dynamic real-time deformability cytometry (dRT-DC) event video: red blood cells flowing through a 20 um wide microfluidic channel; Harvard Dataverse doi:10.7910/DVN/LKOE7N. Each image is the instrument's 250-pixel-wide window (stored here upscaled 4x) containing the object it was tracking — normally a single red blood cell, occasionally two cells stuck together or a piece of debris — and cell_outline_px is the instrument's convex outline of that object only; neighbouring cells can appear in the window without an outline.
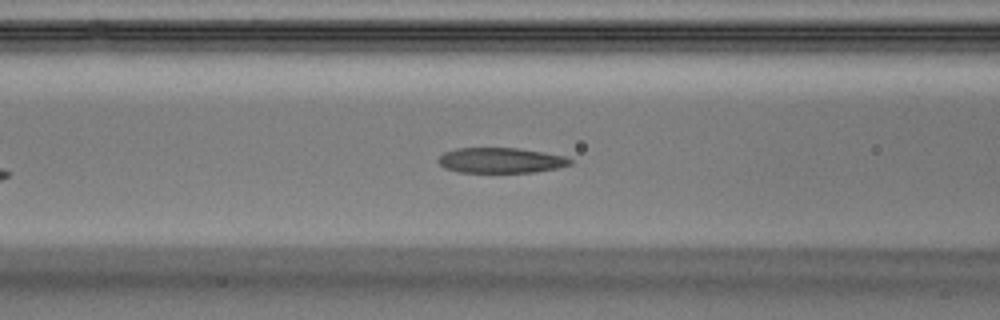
{"species": "Egyptian fruit bat (a non-hibernating species)", "species_latin": "Rousettus aegyptiacus", "temperature_condition": "warm", "stored_images_in_passage": 29, "camera_frame_rate_fps": 3000, "um_per_image_px": 0.085, "animal": {"sex": "male"}, "frame": {"image": 1, "passage_image": 7, "time_ms": 2.0, "image_size_px": [1000, 320], "cell_outline_px": [[572, 164], [556, 168], [536, 172], [456, 172], [444, 168], [436, 160], [444, 152], [456, 148], [516, 148], [544, 152], [564, 156], [572, 160]], "centroid_in_image_um": [42.53, 13.63], "position_along_channel_um": 124.1, "area_um2": 19.48}}
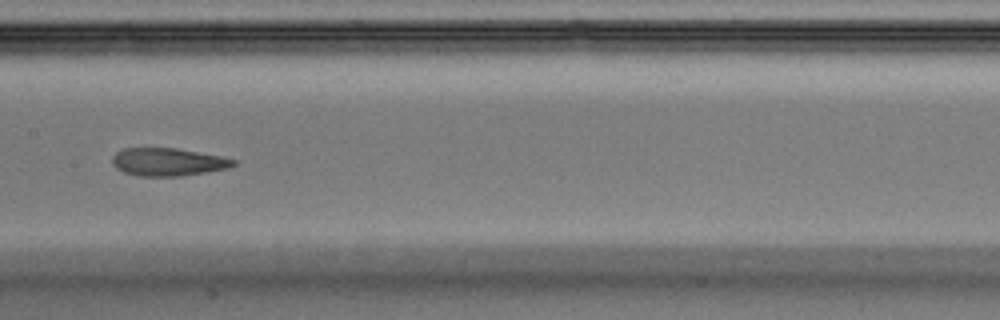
{"frame": {"image": 2, "passage_image": 11, "time_ms": 3.333, "image_size_px": [1000, 320], "cell_outline_px": [[236, 164], [228, 168], [208, 172], [180, 176], [140, 176], [124, 172], [116, 168], [112, 164], [112, 156], [116, 152], [124, 148], [176, 148], [220, 156], [236, 160]], "centroid_in_image_um": [14.26, 13.77], "position_along_channel_um": 193.1, "area_um2": 19.65}}
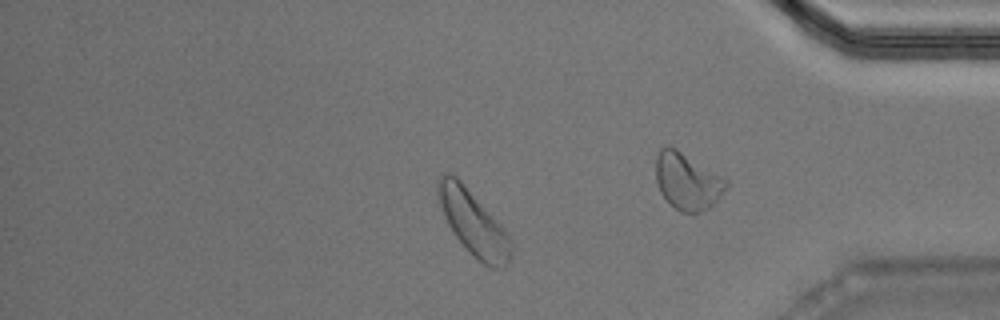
{"frame": {"image": 3, "passage_image": 22, "time_ms": 7.0, "image_size_px": [1000, 320], "cell_outline_px": [[512, 252], [508, 264], [504, 268], [492, 268], [484, 264], [468, 252], [456, 236], [448, 224], [444, 216], [436, 192], [436, 184], [440, 176], [448, 172], [456, 176], [460, 180], [508, 236], [512, 244]], "centroid_in_image_um": [40.19, 18.98], "position_along_channel_um": 395.0, "area_um2": 26.65}}